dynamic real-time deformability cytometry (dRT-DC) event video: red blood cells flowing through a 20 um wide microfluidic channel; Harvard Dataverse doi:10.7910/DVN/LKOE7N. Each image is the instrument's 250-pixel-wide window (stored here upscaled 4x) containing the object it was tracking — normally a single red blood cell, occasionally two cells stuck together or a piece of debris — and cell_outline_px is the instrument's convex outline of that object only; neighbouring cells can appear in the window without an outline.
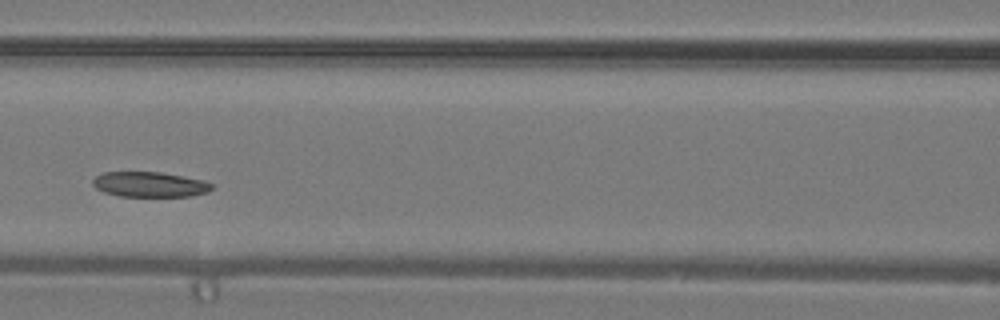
{"species": "common noctule bat (a hibernating species)", "species_latin": "Nyctalus noctula", "temperature_condition": "warm", "stored_images_in_passage": 25, "camera_frame_rate_fps": 3000, "um_per_image_px": 0.085, "animal": {"sex": "male", "body_mass_g": 19.2, "forearm_length_mm": 51.8}, "frame": {"image": 1, "passage_image": 11, "time_ms": 3.333, "image_size_px": [1000, 320], "cell_outline_px": [[212, 188], [208, 192], [188, 196], [120, 196], [104, 192], [96, 188], [92, 184], [92, 180], [96, 176], [104, 172], [160, 172], [204, 180], [212, 184]], "centroid_in_image_um": [12.71, 15.67], "position_along_channel_um": 153.9, "area_um2": 17.34}}
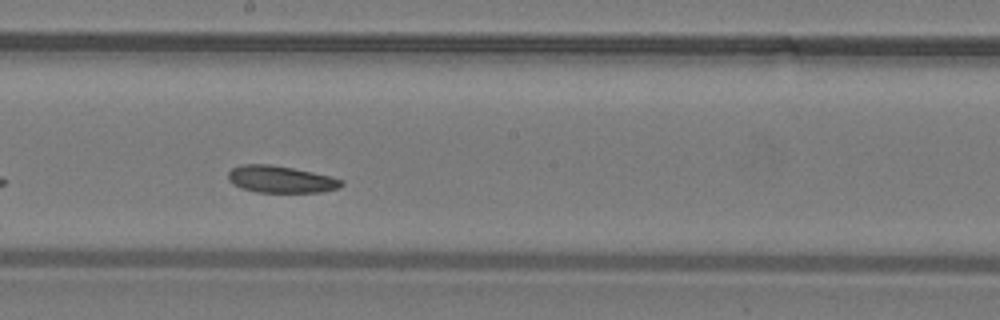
{"frame": {"image": 2, "passage_image": 15, "time_ms": 4.667, "image_size_px": [1000, 320], "cell_outline_px": [[344, 184], [340, 188], [320, 192], [256, 192], [240, 188], [232, 184], [228, 180], [228, 172], [232, 168], [244, 164], [268, 164], [292, 168], [332, 176], [344, 180]], "centroid_in_image_um": [23.87, 15.25], "position_along_channel_um": 224.3, "area_um2": 17.92}}
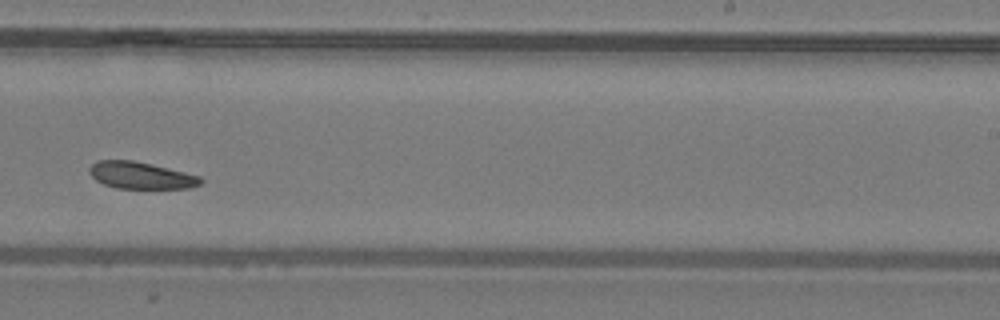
{"frame": {"image": 3, "passage_image": 18, "time_ms": 5.667, "image_size_px": [1000, 320], "cell_outline_px": [[204, 180], [200, 184], [188, 188], [116, 188], [104, 184], [96, 180], [88, 172], [88, 168], [96, 160], [132, 160], [152, 164], [200, 176]], "centroid_in_image_um": [11.95, 14.9], "position_along_channel_um": 277.1, "area_um2": 17.4}}